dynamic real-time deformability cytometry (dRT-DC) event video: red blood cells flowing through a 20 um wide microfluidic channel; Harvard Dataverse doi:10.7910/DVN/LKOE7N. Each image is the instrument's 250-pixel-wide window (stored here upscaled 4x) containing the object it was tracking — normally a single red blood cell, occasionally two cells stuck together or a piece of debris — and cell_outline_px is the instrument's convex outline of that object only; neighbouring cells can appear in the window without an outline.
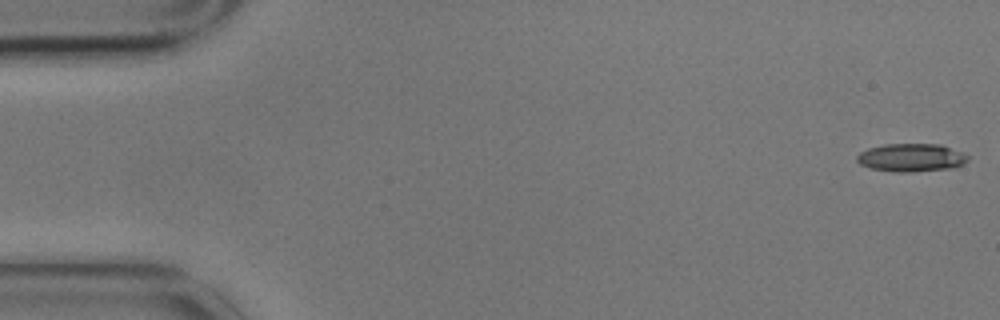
{"species": "common noctule bat (a hibernating species)", "species_latin": "Nyctalus noctula", "temperature_condition": "cold", "stored_images_in_passage": 5, "camera_frame_rate_fps": 3000, "um_per_image_px": 0.085, "animal": {"sex": "male", "body_mass_g": 17.9}, "frame": {"image": 1, "passage_image": 1, "time_ms": 0.0, "image_size_px": [1000, 320], "cell_outline_px": [[968, 160], [952, 168], [912, 172], [896, 172], [872, 168], [860, 164], [856, 160], [856, 156], [860, 152], [868, 148], [884, 144], [940, 144], [960, 152], [968, 156]], "centroid_in_image_um": [77.41, 13.39], "position_along_channel_um": 7.6, "area_um2": 17.98}}